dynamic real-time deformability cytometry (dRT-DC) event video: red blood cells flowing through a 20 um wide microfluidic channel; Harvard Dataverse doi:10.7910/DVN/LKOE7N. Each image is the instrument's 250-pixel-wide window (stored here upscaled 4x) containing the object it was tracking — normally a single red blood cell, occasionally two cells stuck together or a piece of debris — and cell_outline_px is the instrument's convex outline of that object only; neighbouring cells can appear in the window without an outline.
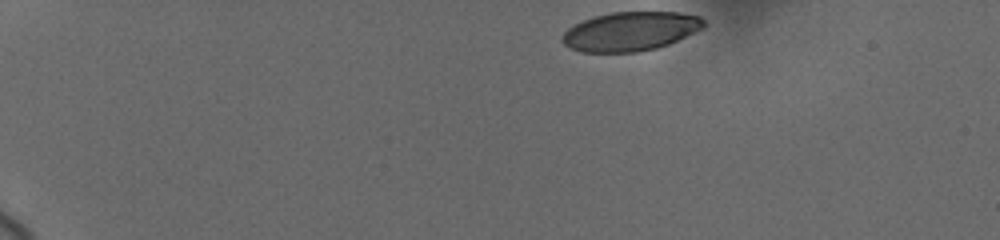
{"species": "human", "species_latin": "Homo sapiens", "temperature_condition": "cold", "stored_images_in_passage": 26, "camera_frame_rate_fps": 3000, "um_per_image_px": 0.085, "donor": {"sex": "female"}, "frame": {"image": 1, "passage_image": 1, "time_ms": 0.0, "image_size_px": [1000, 240], "cell_outline_px": [[704, 28], [668, 44], [656, 48], [636, 52], [580, 52], [564, 44], [560, 40], [560, 36], [568, 28], [584, 20], [596, 16], [612, 12], [676, 12], [700, 16], [704, 20]], "centroid_in_image_um": [53.57, 2.67], "position_along_channel_um": 31.4, "area_um2": 32.08}}
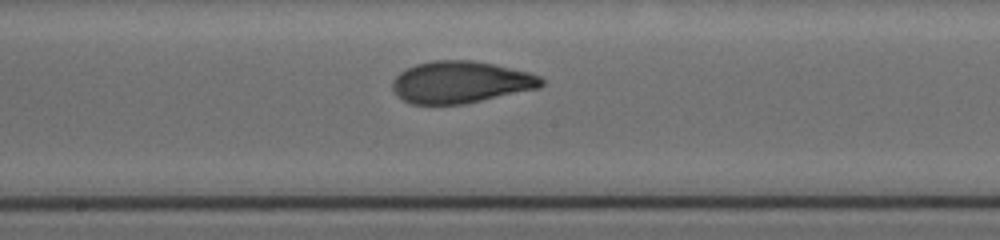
{"frame": {"image": 2, "passage_image": 16, "time_ms": 7.667, "image_size_px": [1000, 240], "cell_outline_px": [[544, 84], [540, 88], [464, 104], [412, 104], [404, 100], [392, 88], [392, 80], [400, 72], [416, 64], [432, 60], [472, 60], [496, 64], [528, 72], [540, 76], [544, 80]], "centroid_in_image_um": [39.19, 6.97], "position_along_channel_um": 209.0, "area_um2": 36.41}}
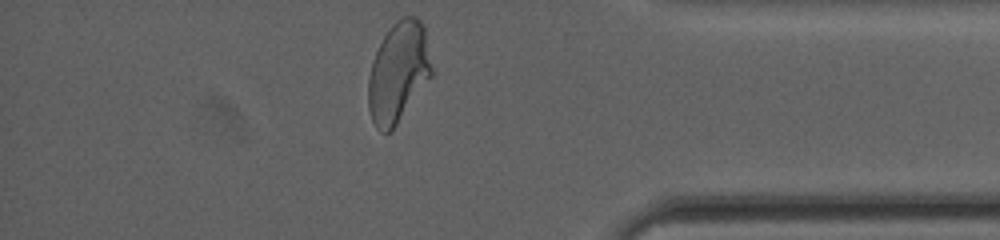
{"frame": {"image": 3, "passage_image": 26, "time_ms": 13.333, "image_size_px": [1000, 240], "cell_outline_px": [[432, 76], [392, 132], [380, 132], [376, 128], [372, 120], [368, 108], [368, 76], [372, 60], [384, 36], [392, 24], [396, 20], [404, 16], [416, 16], [424, 24], [432, 68]], "centroid_in_image_um": [33.86, 6.16], "position_along_channel_um": 401.3, "area_um2": 37.4}, "authors_computed_cell_mechanics": {"area_um2": 36.2117, "velocity_mm_per_s": 3.6773, "shape_relaxation_time_tau1_ms": 3.5359, "shape_relaxation_time_tau2_ms": 1.0585, "deformation_change_tau1": 0.1434, "deformation_change_tau2": 0.05}}